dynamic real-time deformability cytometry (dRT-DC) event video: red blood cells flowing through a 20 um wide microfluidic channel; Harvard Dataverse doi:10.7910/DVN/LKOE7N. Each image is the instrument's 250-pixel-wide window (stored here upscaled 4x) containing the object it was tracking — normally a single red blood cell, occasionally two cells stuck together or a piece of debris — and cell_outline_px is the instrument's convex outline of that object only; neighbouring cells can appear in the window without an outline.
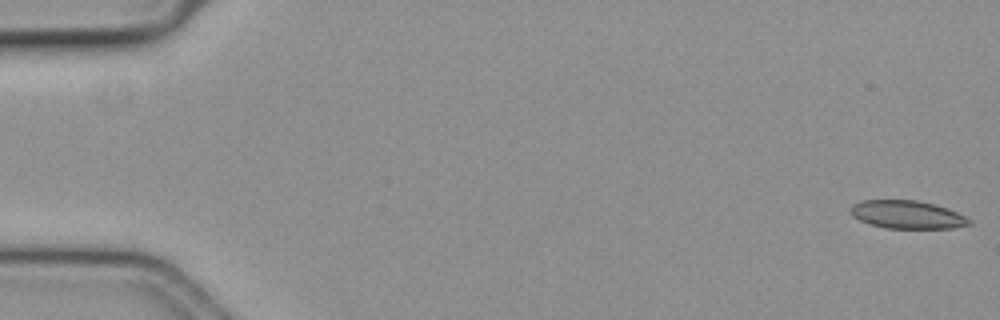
{"species": "common noctule bat (a hibernating species)", "species_latin": "Nyctalus noctula", "temperature_condition": "cold", "stored_images_in_passage": 59, "camera_frame_rate_fps": 3000, "um_per_image_px": 0.085, "animal": {"sex": "female", "body_mass_g": 19.3, "forearm_length_mm": 54.1}, "frame": {"image": 1, "passage_image": 1, "time_ms": 0.0, "image_size_px": [1000, 320], "cell_outline_px": [[972, 224], [952, 228], [884, 228], [860, 220], [852, 216], [848, 212], [852, 204], [860, 200], [916, 200], [948, 208], [972, 220]], "centroid_in_image_um": [77.08, 18.24], "position_along_channel_um": 7.9, "area_um2": 19.42}}
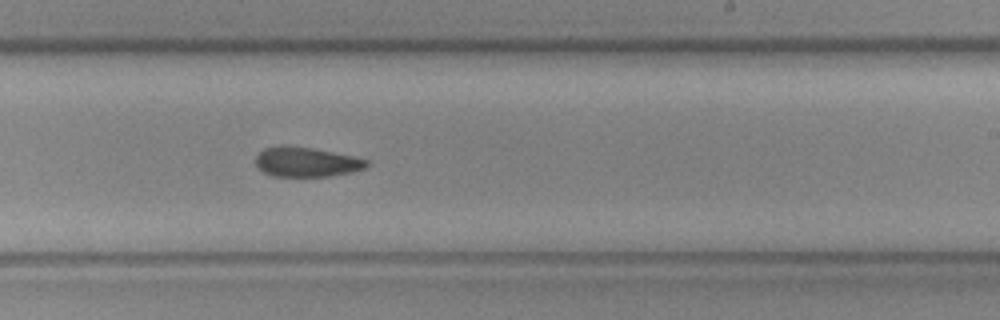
{"frame": {"image": 2, "passage_image": 36, "time_ms": 11.667, "image_size_px": [1000, 320], "cell_outline_px": [[368, 164], [364, 168], [352, 172], [328, 176], [272, 176], [256, 168], [256, 156], [264, 148], [312, 148], [352, 156], [368, 160]], "centroid_in_image_um": [26.05, 13.81], "position_along_channel_um": 262.9, "area_um2": 18.5}}
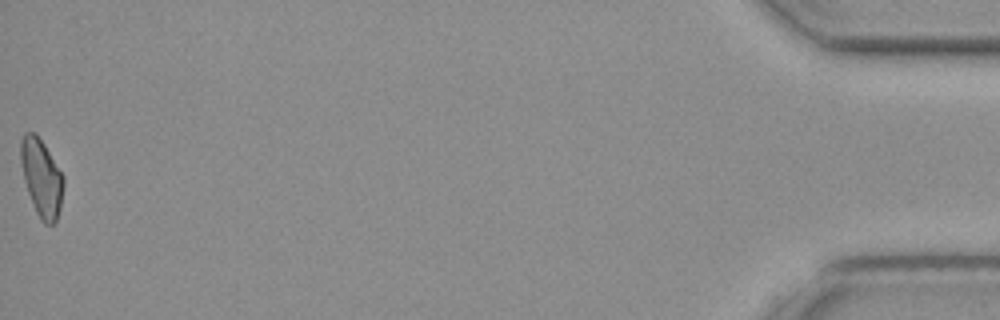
{"frame": {"image": 3, "passage_image": 59, "time_ms": 19.333, "image_size_px": [1000, 320], "cell_outline_px": [[64, 184], [60, 208], [56, 224], [44, 224], [40, 220], [36, 212], [28, 192], [24, 180], [20, 160], [20, 140], [24, 132], [36, 132], [44, 144], [64, 176]], "centroid_in_image_um": [3.53, 15.1], "position_along_channel_um": 431.7, "area_um2": 19.48}}